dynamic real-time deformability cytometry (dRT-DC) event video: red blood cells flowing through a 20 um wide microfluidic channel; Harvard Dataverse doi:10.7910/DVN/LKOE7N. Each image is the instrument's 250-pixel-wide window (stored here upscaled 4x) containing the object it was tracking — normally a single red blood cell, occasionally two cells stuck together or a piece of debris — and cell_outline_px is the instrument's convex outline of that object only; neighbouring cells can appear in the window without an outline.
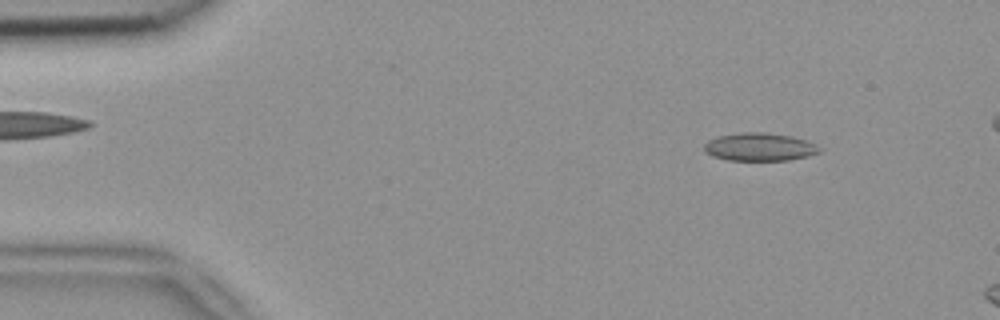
{"species": "common noctule bat (a hibernating species)", "species_latin": "Nyctalus noctula", "temperature_condition": "room temperature", "stored_images_in_passage": 50, "camera_frame_rate_fps": 3000, "um_per_image_px": 0.085, "animal": {"sex": "female", "body_mass_g": 18.4}, "frame": {"image": 1, "passage_image": 6, "time_ms": 1.667, "image_size_px": [1000, 320], "cell_outline_px": [[824, 148], [820, 152], [808, 156], [788, 160], [728, 160], [712, 156], [704, 152], [704, 144], [708, 140], [720, 136], [740, 132], [764, 132], [792, 136], [816, 144]], "centroid_in_image_um": [64.58, 12.49], "position_along_channel_um": 20.4, "area_um2": 18.9}}
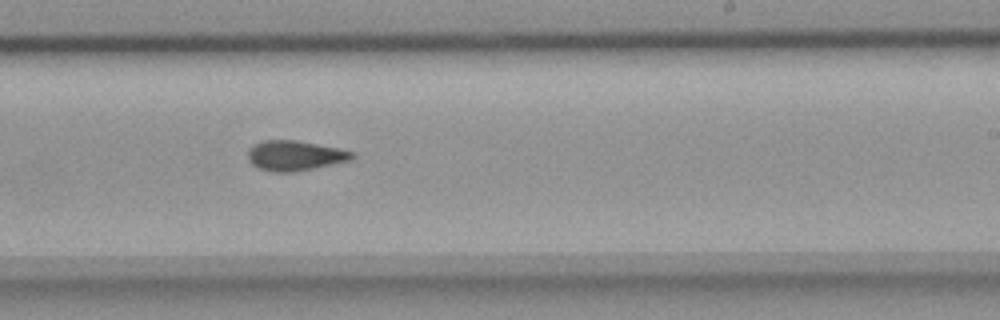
{"frame": {"image": 2, "passage_image": 31, "time_ms": 10.0, "image_size_px": [1000, 320], "cell_outline_px": [[356, 156], [348, 160], [312, 168], [292, 172], [276, 172], [256, 168], [248, 160], [248, 148], [252, 144], [264, 140], [296, 140], [340, 148], [356, 152]], "centroid_in_image_um": [25.03, 13.21], "position_along_channel_um": 264.0, "area_um2": 18.26}}
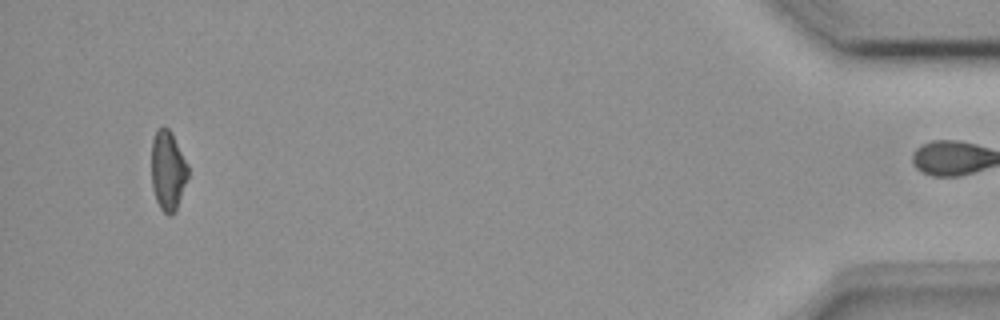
{"frame": {"image": 3, "passage_image": 49, "time_ms": 16.0, "image_size_px": [1000, 320], "cell_outline_px": [[188, 176], [176, 212], [168, 216], [160, 208], [156, 200], [152, 188], [152, 140], [156, 128], [164, 124], [172, 132], [188, 164]], "centroid_in_image_um": [14.27, 14.47], "position_along_channel_um": 420.9, "area_um2": 17.28}, "authors_computed_cell_mechanics": {"area_um2": 18.1203, "velocity_mm_per_s": 3.9172, "shape_relaxation_time_tau1_ms": null, "shape_relaxation_time_tau2_ms": 3.1002, "deformation_change_tau1": null, "deformation_change_tau2": 0.092}}